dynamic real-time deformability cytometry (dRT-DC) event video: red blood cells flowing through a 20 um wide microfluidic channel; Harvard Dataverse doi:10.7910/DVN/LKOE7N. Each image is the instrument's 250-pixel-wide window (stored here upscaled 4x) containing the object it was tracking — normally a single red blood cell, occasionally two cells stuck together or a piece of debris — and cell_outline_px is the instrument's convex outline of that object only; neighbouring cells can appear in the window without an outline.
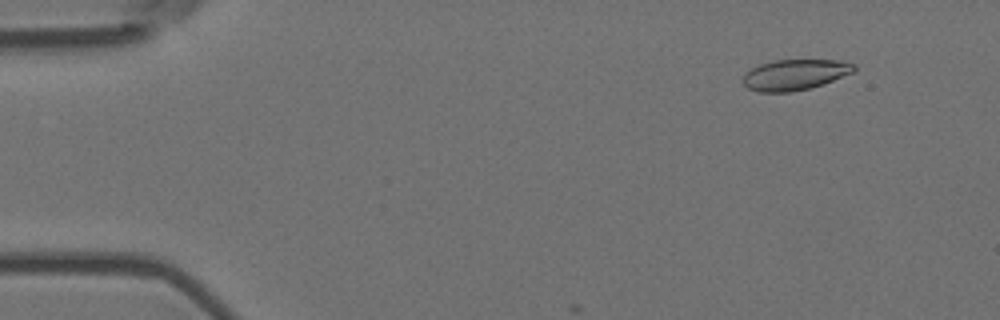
{"species": "Egyptian fruit bat (a non-hibernating species)", "species_latin": "Rousettus aegyptiacus", "temperature_condition": "room temperature", "stored_images_in_passage": 8, "camera_frame_rate_fps": 3000, "um_per_image_px": 0.085, "animal": {"sex": "female"}, "frame": {"image": 1, "passage_image": 6, "time_ms": 1.667, "image_size_px": [1000, 320], "cell_outline_px": [[856, 68], [852, 72], [824, 84], [792, 92], [756, 92], [748, 88], [740, 80], [752, 68], [760, 64], [772, 60], [840, 60], [856, 64]], "centroid_in_image_um": [67.55, 6.35], "position_along_channel_um": 17.4, "area_um2": 19.88}}